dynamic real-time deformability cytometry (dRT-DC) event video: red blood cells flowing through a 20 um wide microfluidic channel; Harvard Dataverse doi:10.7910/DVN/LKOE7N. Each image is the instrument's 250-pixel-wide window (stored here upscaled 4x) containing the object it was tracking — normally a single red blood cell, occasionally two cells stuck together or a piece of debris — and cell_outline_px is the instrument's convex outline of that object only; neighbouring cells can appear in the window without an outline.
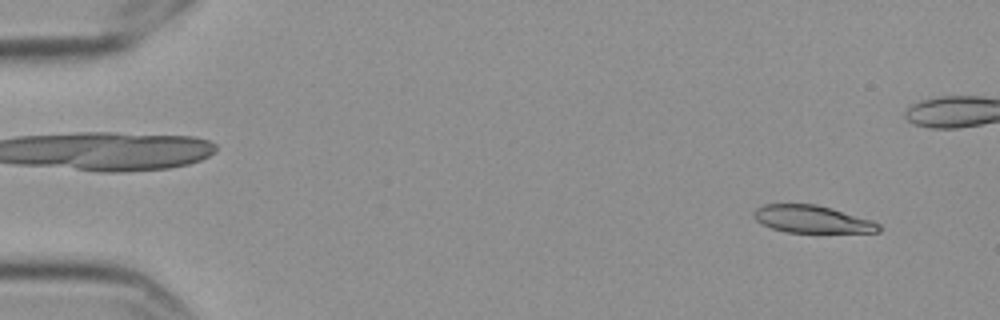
{"species": "Egyptian fruit bat (a non-hibernating species)", "species_latin": "Rousettus aegyptiacus", "temperature_condition": "cold", "stored_images_in_passage": 7, "segment_of_instrument_passage": [1, 2], "camera_frame_rate_fps": 3000, "um_per_image_px": 0.085, "frame": {"image": 1, "passage_image": 1, "time_ms": 0.0, "image_size_px": [1000, 320], "cell_outline_px": [[880, 232], [788, 232], [772, 228], [760, 224], [752, 216], [752, 212], [756, 208], [764, 204], [816, 204], [832, 208], [872, 220], [880, 224]], "centroid_in_image_um": [68.99, 18.62], "position_along_channel_um": 16.0, "area_um2": 20.0}}
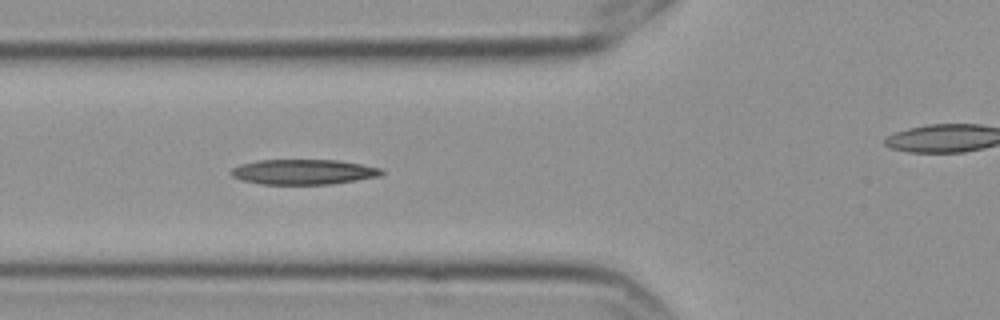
{"frame": {"image": 2, "passage_image": 6, "time_ms": 1.667, "image_size_px": [1000, 320], "cell_outline_px": [[384, 172], [380, 176], [332, 184], [260, 184], [240, 180], [232, 176], [232, 168], [240, 164], [256, 160], [336, 160], [360, 164], [380, 168]], "centroid_in_image_um": [25.76, 14.61], "position_along_channel_um": 100.0, "area_um2": 21.96}}